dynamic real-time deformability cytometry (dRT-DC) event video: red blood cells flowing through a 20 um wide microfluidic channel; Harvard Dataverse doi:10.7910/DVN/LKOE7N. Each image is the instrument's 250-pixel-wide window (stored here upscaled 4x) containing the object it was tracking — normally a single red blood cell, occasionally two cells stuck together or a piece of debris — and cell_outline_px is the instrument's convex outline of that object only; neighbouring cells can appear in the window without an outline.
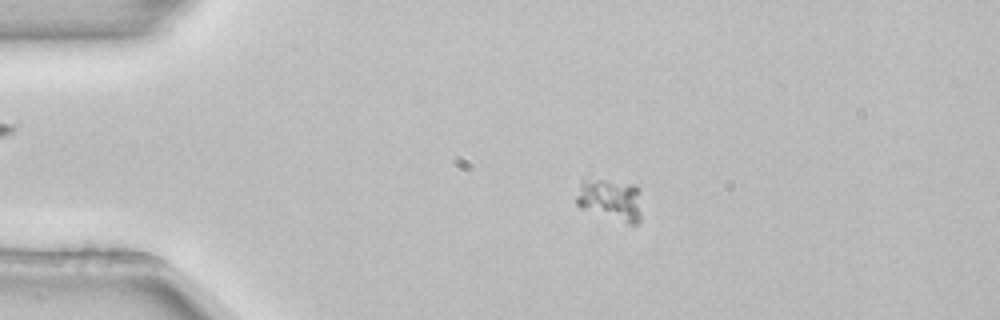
{"species": "common noctule bat (a hibernating species)", "species_latin": "Nyctalus noctula", "temperature_condition": "room temperature", "stored_images_in_passage": 3, "camera_frame_rate_fps": 3000, "um_per_image_px": 0.085, "animal": {"sex": "female", "body_mass_g": 22.7, "forearm_length_mm": 54.2}, "frame": {"image": 1, "passage_image": 2, "time_ms": 0.333, "image_size_px": [1000, 320], "cell_outline_px": [[640, 220], [636, 224], [624, 224], [580, 208], [576, 204], [576, 196], [580, 180], [604, 180], [632, 184], [636, 188], [640, 212]], "centroid_in_image_um": [51.82, 17.02], "position_along_channel_um": 33.2, "area_um2": 15.84}}